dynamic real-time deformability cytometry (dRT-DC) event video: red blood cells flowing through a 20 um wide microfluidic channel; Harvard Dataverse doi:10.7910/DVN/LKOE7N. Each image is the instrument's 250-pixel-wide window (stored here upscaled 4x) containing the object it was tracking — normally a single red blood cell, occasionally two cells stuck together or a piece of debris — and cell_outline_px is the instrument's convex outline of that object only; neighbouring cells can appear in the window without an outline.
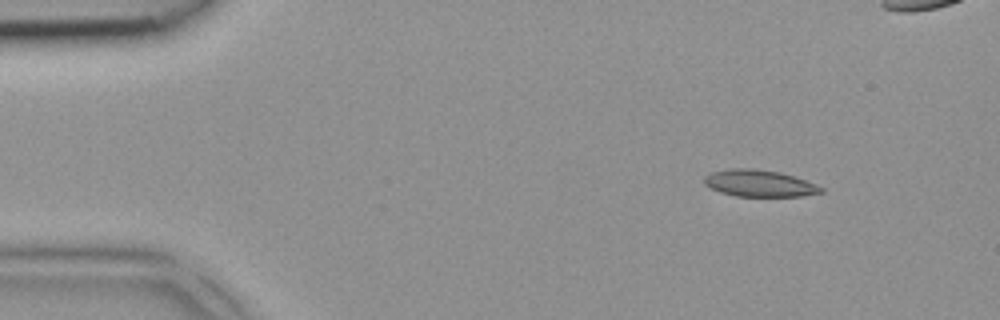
{"species": "common noctule bat (a hibernating species)", "species_latin": "Nyctalus noctula", "temperature_condition": "room temperature", "stored_images_in_passage": 3, "camera_frame_rate_fps": 3000, "um_per_image_px": 0.085, "animal": {"sex": "female", "body_mass_g": 18.4}, "frame": {"image": 1, "passage_image": 1, "time_ms": 0.0, "image_size_px": [1000, 320], "cell_outline_px": [[824, 192], [804, 196], [736, 196], [720, 192], [704, 184], [704, 176], [712, 172], [728, 168], [752, 168], [780, 172], [796, 176], [816, 184], [824, 188]], "centroid_in_image_um": [64.57, 15.57], "position_along_channel_um": 20.4, "area_um2": 18.38}}